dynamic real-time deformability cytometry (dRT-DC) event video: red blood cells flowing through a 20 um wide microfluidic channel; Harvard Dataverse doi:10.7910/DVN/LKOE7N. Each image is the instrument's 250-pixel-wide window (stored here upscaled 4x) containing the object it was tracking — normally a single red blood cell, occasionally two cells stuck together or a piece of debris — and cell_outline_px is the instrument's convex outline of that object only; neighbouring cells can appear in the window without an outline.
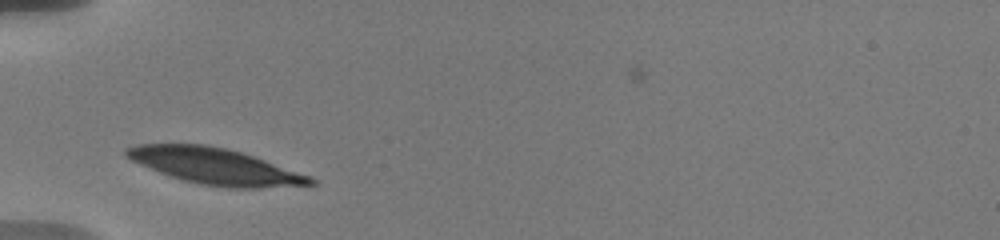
{"species": "human", "species_latin": "Homo sapiens", "temperature_condition": "warm", "stored_images_in_passage": 33, "camera_frame_rate_fps": 3000, "um_per_image_px": 0.085, "donor": {"sex": "male"}, "frame": {"image": 1, "passage_image": 1, "time_ms": 0.0, "image_size_px": [1000, 240], "cell_outline_px": [[316, 184], [260, 188], [228, 188], [200, 184], [180, 180], [140, 164], [124, 156], [124, 148], [136, 144], [208, 144], [240, 152], [312, 176], [316, 180]], "centroid_in_image_um": [18.27, 14.13], "position_along_channel_um": 66.7, "area_um2": 38.61}}
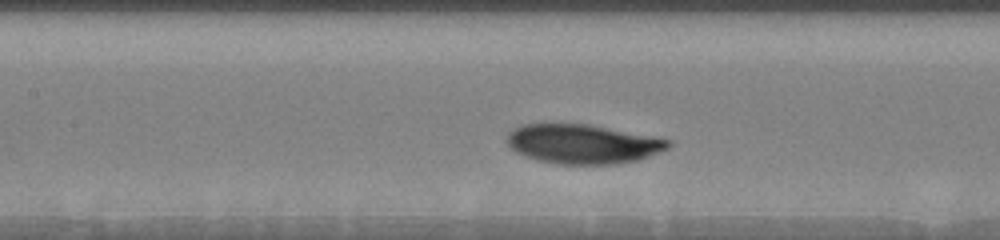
{"frame": {"image": 2, "passage_image": 13, "time_ms": 2.667, "image_size_px": [1000, 240], "cell_outline_px": [[672, 144], [668, 148], [660, 152], [640, 160], [620, 164], [556, 164], [524, 156], [508, 148], [504, 136], [512, 128], [520, 124], [588, 124], [660, 136], [672, 140]], "centroid_in_image_um": [49.56, 12.23], "position_along_channel_um": 157.8, "area_um2": 37.92}}
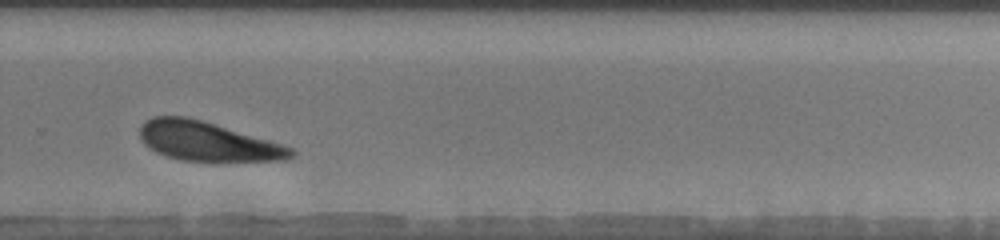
{"frame": {"image": 3, "passage_image": 28, "time_ms": 7.0, "image_size_px": [1000, 240], "cell_outline_px": [[296, 156], [288, 160], [180, 160], [164, 156], [148, 148], [140, 140], [140, 124], [144, 120], [152, 116], [188, 116], [284, 144], [292, 148], [296, 152]], "centroid_in_image_um": [17.61, 12.0], "position_along_channel_um": 312.2, "area_um2": 34.68}, "authors_computed_cell_mechanics": {"area_um2": 37.9168, "velocity_mm_per_s": 3.5675, "shape_relaxation_time_tau1_ms": 2.5708, "shape_relaxation_time_tau2_ms": null, "deformation_change_tau1": 0.1309, "deformation_change_tau2": null}}